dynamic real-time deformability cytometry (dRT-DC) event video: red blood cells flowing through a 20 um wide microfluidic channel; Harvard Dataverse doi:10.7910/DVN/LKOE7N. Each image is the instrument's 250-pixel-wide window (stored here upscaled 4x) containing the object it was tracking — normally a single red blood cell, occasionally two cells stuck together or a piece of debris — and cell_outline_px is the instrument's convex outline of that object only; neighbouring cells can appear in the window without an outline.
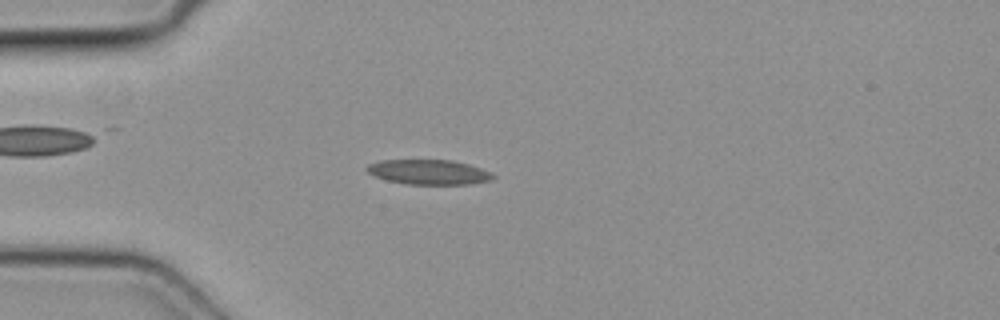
{"species": "common noctule bat (a hibernating species)", "species_latin": "Nyctalus noctula", "temperature_condition": "cold", "stored_images_in_passage": 3, "camera_frame_rate_fps": 3000, "um_per_image_px": 0.085, "animal": {"sex": "female", "body_mass_g": 19.3, "forearm_length_mm": 54.1}, "frame": {"image": 1, "passage_image": 2, "time_ms": 0.333, "image_size_px": [1000, 320], "cell_outline_px": [[496, 176], [492, 180], [468, 184], [404, 184], [388, 180], [376, 176], [368, 172], [364, 168], [368, 164], [380, 160], [452, 160], [468, 164], [492, 172]], "centroid_in_image_um": [36.45, 14.62], "position_along_channel_um": 48.5, "area_um2": 18.26}}